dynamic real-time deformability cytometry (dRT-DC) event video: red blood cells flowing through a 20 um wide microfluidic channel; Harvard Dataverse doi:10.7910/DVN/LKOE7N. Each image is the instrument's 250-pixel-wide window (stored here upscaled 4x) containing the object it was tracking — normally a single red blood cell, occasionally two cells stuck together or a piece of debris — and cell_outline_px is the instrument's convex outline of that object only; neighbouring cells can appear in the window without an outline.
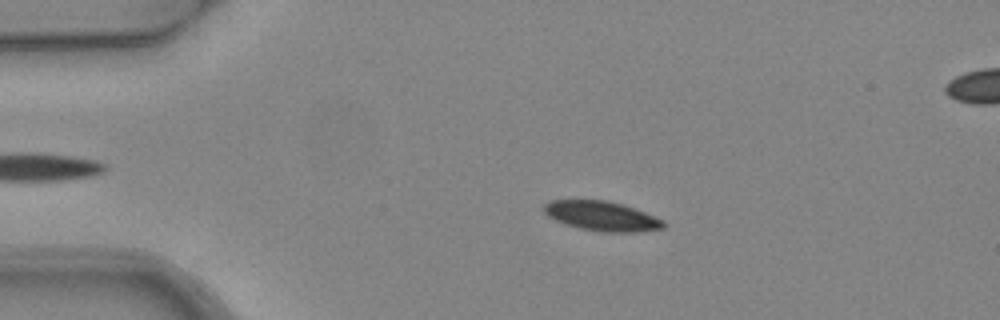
{"species": "common noctule bat (a hibernating species)", "species_latin": "Nyctalus noctula", "temperature_condition": "warm", "stored_images_in_passage": 6, "camera_frame_rate_fps": 3000, "um_per_image_px": 0.085, "animal": {"sex": "female", "body_mass_g": 24.6, "forearm_length_mm": 56.2}, "frame": {"image": 1, "passage_image": 3, "time_ms": 0.667, "image_size_px": [1000, 320], "cell_outline_px": [[668, 224], [664, 228], [640, 232], [604, 232], [580, 228], [564, 224], [548, 216], [544, 212], [544, 204], [552, 200], [604, 200], [620, 204], [644, 212], [664, 220]], "centroid_in_image_um": [51.18, 18.38], "position_along_channel_um": 33.8, "area_um2": 20.52}}